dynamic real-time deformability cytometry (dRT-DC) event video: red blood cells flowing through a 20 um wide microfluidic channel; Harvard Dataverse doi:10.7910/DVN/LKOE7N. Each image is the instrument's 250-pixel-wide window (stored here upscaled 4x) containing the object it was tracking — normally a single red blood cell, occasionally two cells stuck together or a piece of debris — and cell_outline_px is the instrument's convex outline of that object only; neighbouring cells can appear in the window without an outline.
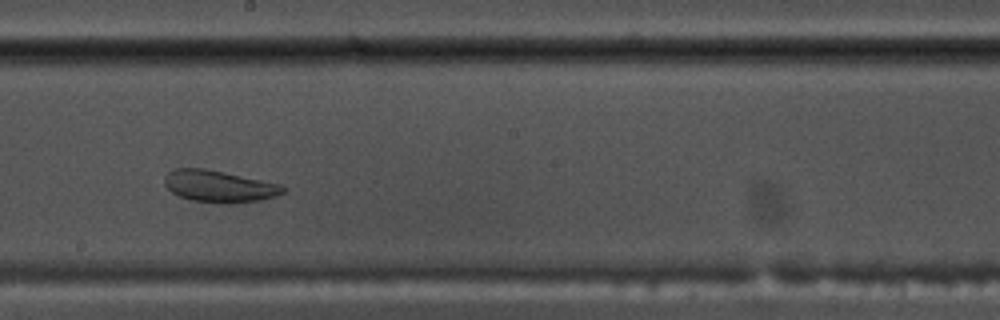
{"species": "common noctule bat (a hibernating species)", "species_latin": "Nyctalus noctula", "temperature_condition": "warm", "stored_images_in_passage": 49, "camera_frame_rate_fps": 3000, "um_per_image_px": 0.085, "animal": {"sex": "male", "body_mass_g": 17.5, "forearm_length_mm": 52.3}, "frame": {"image": 1, "passage_image": 25, "time_ms": 8.0, "image_size_px": [1000, 320], "cell_outline_px": [[288, 188], [284, 192], [276, 196], [260, 200], [232, 204], [224, 204], [192, 200], [180, 196], [172, 192], [164, 184], [164, 176], [168, 172], [176, 168], [204, 168], [224, 172], [280, 184]], "centroid_in_image_um": [18.63, 15.84], "position_along_channel_um": 229.6, "area_um2": 22.02}}
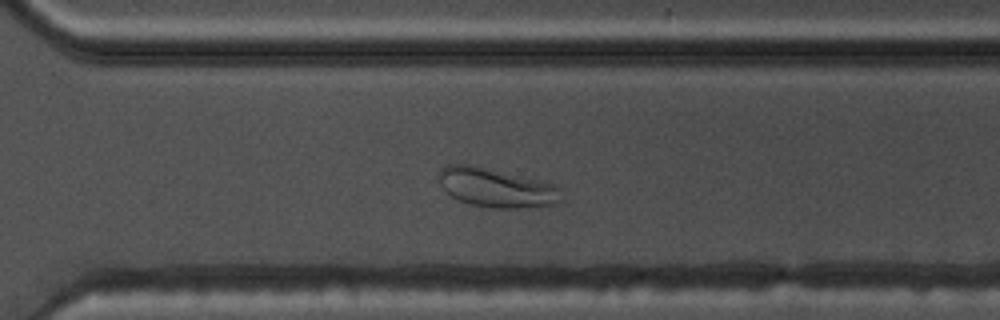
{"frame": {"image": 2, "passage_image": 33, "time_ms": 10.667, "image_size_px": [1000, 320], "cell_outline_px": [[560, 200], [556, 204], [520, 208], [496, 208], [468, 204], [452, 196], [440, 184], [440, 168], [448, 164], [468, 164], [556, 184]], "centroid_in_image_um": [42.16, 15.96], "position_along_channel_um": 328.4, "area_um2": 27.28}}
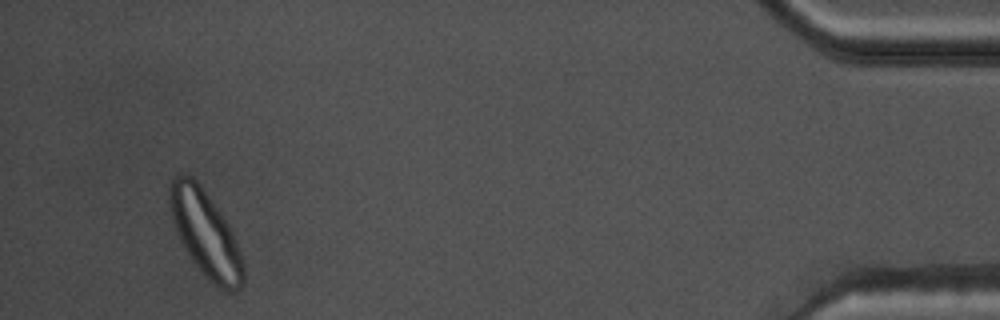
{"frame": {"image": 3, "passage_image": 46, "time_ms": 15.0, "image_size_px": [1000, 320], "cell_outline_px": [[244, 284], [236, 292], [228, 292], [220, 288], [192, 260], [180, 240], [176, 232], [172, 220], [168, 196], [168, 192], [172, 176], [180, 172], [192, 176], [200, 184], [220, 212], [228, 224], [236, 240], [244, 260]], "centroid_in_image_um": [17.47, 19.82], "position_along_channel_um": 417.7, "area_um2": 36.82}}